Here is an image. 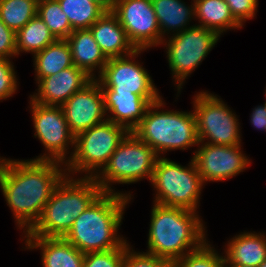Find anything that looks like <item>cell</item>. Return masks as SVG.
I'll use <instances>...</instances> for the list:
<instances>
[{
    "mask_svg": "<svg viewBox=\"0 0 266 267\" xmlns=\"http://www.w3.org/2000/svg\"><path fill=\"white\" fill-rule=\"evenodd\" d=\"M234 19L244 28L245 22L256 18L259 0H225Z\"/></svg>",
    "mask_w": 266,
    "mask_h": 267,
    "instance_id": "obj_33",
    "label": "cell"
},
{
    "mask_svg": "<svg viewBox=\"0 0 266 267\" xmlns=\"http://www.w3.org/2000/svg\"><path fill=\"white\" fill-rule=\"evenodd\" d=\"M215 245L206 241L200 248L177 259L172 267H224L223 251H217ZM221 252V253H220Z\"/></svg>",
    "mask_w": 266,
    "mask_h": 267,
    "instance_id": "obj_29",
    "label": "cell"
},
{
    "mask_svg": "<svg viewBox=\"0 0 266 267\" xmlns=\"http://www.w3.org/2000/svg\"><path fill=\"white\" fill-rule=\"evenodd\" d=\"M65 175V164L58 161L0 156V190L22 235L39 220Z\"/></svg>",
    "mask_w": 266,
    "mask_h": 267,
    "instance_id": "obj_1",
    "label": "cell"
},
{
    "mask_svg": "<svg viewBox=\"0 0 266 267\" xmlns=\"http://www.w3.org/2000/svg\"><path fill=\"white\" fill-rule=\"evenodd\" d=\"M129 132L126 127L106 120L77 135L73 155L65 164L66 175L94 178Z\"/></svg>",
    "mask_w": 266,
    "mask_h": 267,
    "instance_id": "obj_8",
    "label": "cell"
},
{
    "mask_svg": "<svg viewBox=\"0 0 266 267\" xmlns=\"http://www.w3.org/2000/svg\"><path fill=\"white\" fill-rule=\"evenodd\" d=\"M89 29L107 58L127 56L136 50L112 11L105 12Z\"/></svg>",
    "mask_w": 266,
    "mask_h": 267,
    "instance_id": "obj_20",
    "label": "cell"
},
{
    "mask_svg": "<svg viewBox=\"0 0 266 267\" xmlns=\"http://www.w3.org/2000/svg\"><path fill=\"white\" fill-rule=\"evenodd\" d=\"M131 198L102 192L73 222L63 237L82 253L120 248L128 238L119 229Z\"/></svg>",
    "mask_w": 266,
    "mask_h": 267,
    "instance_id": "obj_3",
    "label": "cell"
},
{
    "mask_svg": "<svg viewBox=\"0 0 266 267\" xmlns=\"http://www.w3.org/2000/svg\"><path fill=\"white\" fill-rule=\"evenodd\" d=\"M145 51L149 50L136 49L127 56L108 58L101 74L96 78L100 87L110 88L114 92L133 93L141 97H162L152 76L143 66L144 62L140 61L141 54L143 55Z\"/></svg>",
    "mask_w": 266,
    "mask_h": 267,
    "instance_id": "obj_12",
    "label": "cell"
},
{
    "mask_svg": "<svg viewBox=\"0 0 266 267\" xmlns=\"http://www.w3.org/2000/svg\"><path fill=\"white\" fill-rule=\"evenodd\" d=\"M258 267H266V259Z\"/></svg>",
    "mask_w": 266,
    "mask_h": 267,
    "instance_id": "obj_38",
    "label": "cell"
},
{
    "mask_svg": "<svg viewBox=\"0 0 266 267\" xmlns=\"http://www.w3.org/2000/svg\"><path fill=\"white\" fill-rule=\"evenodd\" d=\"M220 38L215 31L195 24L162 40L160 47L166 49L172 84L177 91L176 101L186 80L198 69Z\"/></svg>",
    "mask_w": 266,
    "mask_h": 267,
    "instance_id": "obj_9",
    "label": "cell"
},
{
    "mask_svg": "<svg viewBox=\"0 0 266 267\" xmlns=\"http://www.w3.org/2000/svg\"><path fill=\"white\" fill-rule=\"evenodd\" d=\"M16 33L0 19V58H17Z\"/></svg>",
    "mask_w": 266,
    "mask_h": 267,
    "instance_id": "obj_34",
    "label": "cell"
},
{
    "mask_svg": "<svg viewBox=\"0 0 266 267\" xmlns=\"http://www.w3.org/2000/svg\"><path fill=\"white\" fill-rule=\"evenodd\" d=\"M220 97L208 90L196 92L192 97L199 143L241 145L243 142L239 116Z\"/></svg>",
    "mask_w": 266,
    "mask_h": 267,
    "instance_id": "obj_10",
    "label": "cell"
},
{
    "mask_svg": "<svg viewBox=\"0 0 266 267\" xmlns=\"http://www.w3.org/2000/svg\"><path fill=\"white\" fill-rule=\"evenodd\" d=\"M100 5L106 12L113 10L115 0H91Z\"/></svg>",
    "mask_w": 266,
    "mask_h": 267,
    "instance_id": "obj_36",
    "label": "cell"
},
{
    "mask_svg": "<svg viewBox=\"0 0 266 267\" xmlns=\"http://www.w3.org/2000/svg\"><path fill=\"white\" fill-rule=\"evenodd\" d=\"M73 65L96 79L105 67L108 58L101 51L90 29L74 30L66 39Z\"/></svg>",
    "mask_w": 266,
    "mask_h": 267,
    "instance_id": "obj_21",
    "label": "cell"
},
{
    "mask_svg": "<svg viewBox=\"0 0 266 267\" xmlns=\"http://www.w3.org/2000/svg\"><path fill=\"white\" fill-rule=\"evenodd\" d=\"M195 24L215 31L220 37L226 32L242 29L234 19L225 0H193Z\"/></svg>",
    "mask_w": 266,
    "mask_h": 267,
    "instance_id": "obj_23",
    "label": "cell"
},
{
    "mask_svg": "<svg viewBox=\"0 0 266 267\" xmlns=\"http://www.w3.org/2000/svg\"><path fill=\"white\" fill-rule=\"evenodd\" d=\"M32 58L35 84L44 77L73 66L70 47L66 39H56L42 51L35 53Z\"/></svg>",
    "mask_w": 266,
    "mask_h": 267,
    "instance_id": "obj_24",
    "label": "cell"
},
{
    "mask_svg": "<svg viewBox=\"0 0 266 267\" xmlns=\"http://www.w3.org/2000/svg\"><path fill=\"white\" fill-rule=\"evenodd\" d=\"M22 250H40L43 267H83L85 253L61 237L21 236Z\"/></svg>",
    "mask_w": 266,
    "mask_h": 267,
    "instance_id": "obj_18",
    "label": "cell"
},
{
    "mask_svg": "<svg viewBox=\"0 0 266 267\" xmlns=\"http://www.w3.org/2000/svg\"><path fill=\"white\" fill-rule=\"evenodd\" d=\"M224 267H249V266H242V265H236V264H229L225 261Z\"/></svg>",
    "mask_w": 266,
    "mask_h": 267,
    "instance_id": "obj_37",
    "label": "cell"
},
{
    "mask_svg": "<svg viewBox=\"0 0 266 267\" xmlns=\"http://www.w3.org/2000/svg\"><path fill=\"white\" fill-rule=\"evenodd\" d=\"M34 138L44 147L33 160H52L66 164L72 157L75 136L72 134L61 106L43 105L28 100Z\"/></svg>",
    "mask_w": 266,
    "mask_h": 267,
    "instance_id": "obj_11",
    "label": "cell"
},
{
    "mask_svg": "<svg viewBox=\"0 0 266 267\" xmlns=\"http://www.w3.org/2000/svg\"><path fill=\"white\" fill-rule=\"evenodd\" d=\"M91 80L92 78L82 69L73 65L57 74L40 79L36 83L37 89L28 98L43 105L62 106Z\"/></svg>",
    "mask_w": 266,
    "mask_h": 267,
    "instance_id": "obj_16",
    "label": "cell"
},
{
    "mask_svg": "<svg viewBox=\"0 0 266 267\" xmlns=\"http://www.w3.org/2000/svg\"><path fill=\"white\" fill-rule=\"evenodd\" d=\"M126 242L116 249L85 253L83 267H121Z\"/></svg>",
    "mask_w": 266,
    "mask_h": 267,
    "instance_id": "obj_32",
    "label": "cell"
},
{
    "mask_svg": "<svg viewBox=\"0 0 266 267\" xmlns=\"http://www.w3.org/2000/svg\"><path fill=\"white\" fill-rule=\"evenodd\" d=\"M36 4H39L41 2L47 1V0H33Z\"/></svg>",
    "mask_w": 266,
    "mask_h": 267,
    "instance_id": "obj_39",
    "label": "cell"
},
{
    "mask_svg": "<svg viewBox=\"0 0 266 267\" xmlns=\"http://www.w3.org/2000/svg\"><path fill=\"white\" fill-rule=\"evenodd\" d=\"M250 125L258 131L266 132V100L264 104L252 108L250 114Z\"/></svg>",
    "mask_w": 266,
    "mask_h": 267,
    "instance_id": "obj_35",
    "label": "cell"
},
{
    "mask_svg": "<svg viewBox=\"0 0 266 267\" xmlns=\"http://www.w3.org/2000/svg\"><path fill=\"white\" fill-rule=\"evenodd\" d=\"M72 30L89 29L106 11L91 0H58Z\"/></svg>",
    "mask_w": 266,
    "mask_h": 267,
    "instance_id": "obj_26",
    "label": "cell"
},
{
    "mask_svg": "<svg viewBox=\"0 0 266 267\" xmlns=\"http://www.w3.org/2000/svg\"><path fill=\"white\" fill-rule=\"evenodd\" d=\"M13 59L0 58V102L14 97L18 92L19 77Z\"/></svg>",
    "mask_w": 266,
    "mask_h": 267,
    "instance_id": "obj_31",
    "label": "cell"
},
{
    "mask_svg": "<svg viewBox=\"0 0 266 267\" xmlns=\"http://www.w3.org/2000/svg\"><path fill=\"white\" fill-rule=\"evenodd\" d=\"M191 161L187 166L168 157H158L152 181L153 203L199 212L200 199L205 184Z\"/></svg>",
    "mask_w": 266,
    "mask_h": 267,
    "instance_id": "obj_7",
    "label": "cell"
},
{
    "mask_svg": "<svg viewBox=\"0 0 266 267\" xmlns=\"http://www.w3.org/2000/svg\"><path fill=\"white\" fill-rule=\"evenodd\" d=\"M121 267H172V263L145 251L135 250L131 242L127 240Z\"/></svg>",
    "mask_w": 266,
    "mask_h": 267,
    "instance_id": "obj_30",
    "label": "cell"
},
{
    "mask_svg": "<svg viewBox=\"0 0 266 267\" xmlns=\"http://www.w3.org/2000/svg\"><path fill=\"white\" fill-rule=\"evenodd\" d=\"M15 39L17 57L22 56V53H30L33 56L56 40L37 14L16 32Z\"/></svg>",
    "mask_w": 266,
    "mask_h": 267,
    "instance_id": "obj_25",
    "label": "cell"
},
{
    "mask_svg": "<svg viewBox=\"0 0 266 267\" xmlns=\"http://www.w3.org/2000/svg\"><path fill=\"white\" fill-rule=\"evenodd\" d=\"M222 247L227 263L258 267L266 259V232L243 230L229 237Z\"/></svg>",
    "mask_w": 266,
    "mask_h": 267,
    "instance_id": "obj_19",
    "label": "cell"
},
{
    "mask_svg": "<svg viewBox=\"0 0 266 267\" xmlns=\"http://www.w3.org/2000/svg\"><path fill=\"white\" fill-rule=\"evenodd\" d=\"M37 14L33 0H0V19L15 33Z\"/></svg>",
    "mask_w": 266,
    "mask_h": 267,
    "instance_id": "obj_27",
    "label": "cell"
},
{
    "mask_svg": "<svg viewBox=\"0 0 266 267\" xmlns=\"http://www.w3.org/2000/svg\"><path fill=\"white\" fill-rule=\"evenodd\" d=\"M188 3L184 0H152L160 28L161 42L164 38L195 25L194 2L191 0V5Z\"/></svg>",
    "mask_w": 266,
    "mask_h": 267,
    "instance_id": "obj_22",
    "label": "cell"
},
{
    "mask_svg": "<svg viewBox=\"0 0 266 267\" xmlns=\"http://www.w3.org/2000/svg\"><path fill=\"white\" fill-rule=\"evenodd\" d=\"M101 89L104 95L107 120L126 127L130 132L140 124L148 106L161 98L114 92L110 88Z\"/></svg>",
    "mask_w": 266,
    "mask_h": 267,
    "instance_id": "obj_17",
    "label": "cell"
},
{
    "mask_svg": "<svg viewBox=\"0 0 266 267\" xmlns=\"http://www.w3.org/2000/svg\"><path fill=\"white\" fill-rule=\"evenodd\" d=\"M242 146L198 143L192 160L205 185L228 181L250 167L252 159L244 153Z\"/></svg>",
    "mask_w": 266,
    "mask_h": 267,
    "instance_id": "obj_13",
    "label": "cell"
},
{
    "mask_svg": "<svg viewBox=\"0 0 266 267\" xmlns=\"http://www.w3.org/2000/svg\"><path fill=\"white\" fill-rule=\"evenodd\" d=\"M157 158L150 146L129 132L94 179L103 192L121 194L133 201L132 191H120L113 185H130L144 179L150 183Z\"/></svg>",
    "mask_w": 266,
    "mask_h": 267,
    "instance_id": "obj_6",
    "label": "cell"
},
{
    "mask_svg": "<svg viewBox=\"0 0 266 267\" xmlns=\"http://www.w3.org/2000/svg\"><path fill=\"white\" fill-rule=\"evenodd\" d=\"M61 107L75 137L107 120L104 95L96 79L74 93Z\"/></svg>",
    "mask_w": 266,
    "mask_h": 267,
    "instance_id": "obj_15",
    "label": "cell"
},
{
    "mask_svg": "<svg viewBox=\"0 0 266 267\" xmlns=\"http://www.w3.org/2000/svg\"><path fill=\"white\" fill-rule=\"evenodd\" d=\"M150 212L146 253L173 264L209 240L199 212L157 203L152 204Z\"/></svg>",
    "mask_w": 266,
    "mask_h": 267,
    "instance_id": "obj_2",
    "label": "cell"
},
{
    "mask_svg": "<svg viewBox=\"0 0 266 267\" xmlns=\"http://www.w3.org/2000/svg\"><path fill=\"white\" fill-rule=\"evenodd\" d=\"M37 15L48 26L55 39H67L73 32L65 12L58 0H47L37 4Z\"/></svg>",
    "mask_w": 266,
    "mask_h": 267,
    "instance_id": "obj_28",
    "label": "cell"
},
{
    "mask_svg": "<svg viewBox=\"0 0 266 267\" xmlns=\"http://www.w3.org/2000/svg\"><path fill=\"white\" fill-rule=\"evenodd\" d=\"M163 98L148 106L144 118L132 132L158 157H165L169 151L197 147L199 140L194 111L164 109L167 103Z\"/></svg>",
    "mask_w": 266,
    "mask_h": 267,
    "instance_id": "obj_5",
    "label": "cell"
},
{
    "mask_svg": "<svg viewBox=\"0 0 266 267\" xmlns=\"http://www.w3.org/2000/svg\"><path fill=\"white\" fill-rule=\"evenodd\" d=\"M102 192L94 178L65 175L53 189L39 220L20 236L63 238Z\"/></svg>",
    "mask_w": 266,
    "mask_h": 267,
    "instance_id": "obj_4",
    "label": "cell"
},
{
    "mask_svg": "<svg viewBox=\"0 0 266 267\" xmlns=\"http://www.w3.org/2000/svg\"><path fill=\"white\" fill-rule=\"evenodd\" d=\"M112 12L136 49L160 47L161 33L152 0H115Z\"/></svg>",
    "mask_w": 266,
    "mask_h": 267,
    "instance_id": "obj_14",
    "label": "cell"
}]
</instances>
